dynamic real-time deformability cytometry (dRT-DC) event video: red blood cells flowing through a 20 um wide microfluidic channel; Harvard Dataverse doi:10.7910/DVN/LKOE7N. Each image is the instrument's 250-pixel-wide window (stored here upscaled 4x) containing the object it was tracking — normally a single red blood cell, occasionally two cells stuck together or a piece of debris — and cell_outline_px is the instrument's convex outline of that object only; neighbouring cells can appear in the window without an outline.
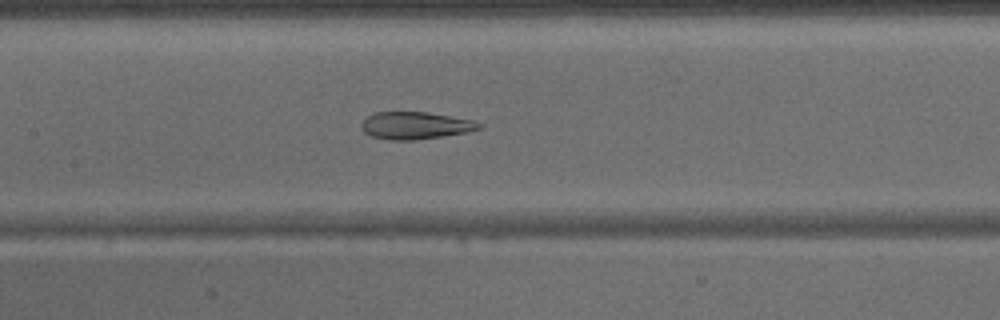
{"species": "common noctule bat (a hibernating species)", "species_latin": "Nyctalus noctula", "temperature_condition": "warm", "stored_images_in_passage": 20, "camera_frame_rate_fps": 3000, "um_per_image_px": 0.085, "animal": {"sex": "male", "body_mass_g": 15.6}, "frame": {"image": 1, "passage_image": 15, "time_ms": 4.667, "image_size_px": [1000, 320], "cell_outline_px": [[484, 128], [468, 132], [416, 140], [392, 140], [372, 136], [364, 132], [360, 128], [360, 124], [368, 116], [376, 112], [428, 112], [476, 120], [484, 124]], "centroid_in_image_um": [35.37, 10.66], "position_along_channel_um": 172.0, "area_um2": 18.96}}
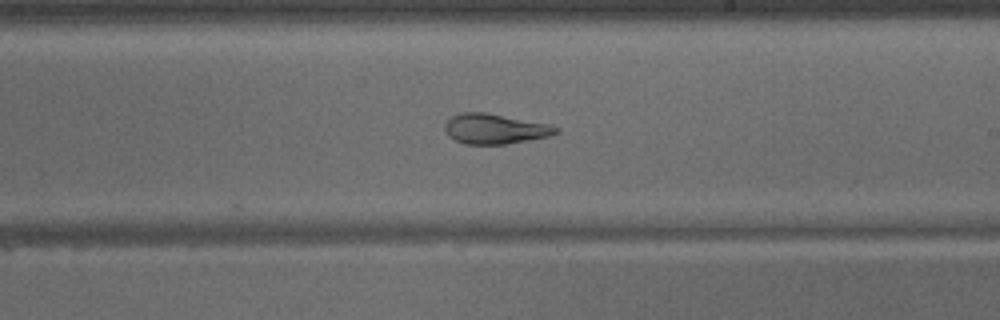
{"frame": {"image": 2, "passage_image": 20, "time_ms": 6.333, "image_size_px": [1000, 320], "cell_outline_px": [[560, 132], [548, 136], [528, 140], [504, 144], [464, 144], [448, 136], [444, 128], [444, 124], [452, 116], [460, 112], [484, 112], [548, 124], [560, 128]], "centroid_in_image_um": [42.04, 10.95], "position_along_channel_um": 247.0, "area_um2": 19.36}}